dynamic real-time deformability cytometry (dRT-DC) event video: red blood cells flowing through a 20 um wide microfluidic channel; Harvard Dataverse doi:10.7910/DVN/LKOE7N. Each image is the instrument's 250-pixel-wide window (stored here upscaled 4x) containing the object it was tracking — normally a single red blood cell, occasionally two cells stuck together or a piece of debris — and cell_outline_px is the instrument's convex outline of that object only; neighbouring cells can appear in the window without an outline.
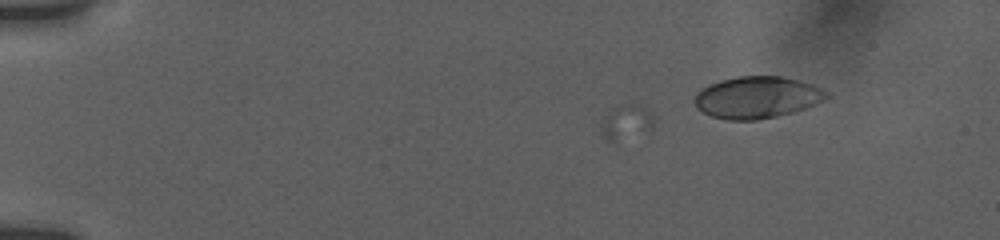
{"species": "human", "species_latin": "Homo sapiens", "temperature_condition": "room temperature", "stored_images_in_passage": 4, "camera_frame_rate_fps": 3000, "um_per_image_px": 0.085, "donor": {"sex": "female"}, "frame": {"image": 1, "passage_image": 1, "time_ms": 0.0, "image_size_px": [1000, 240], "cell_outline_px": [[828, 96], [824, 100], [804, 108], [792, 112], [776, 116], [756, 120], [728, 120], [712, 116], [696, 108], [696, 96], [704, 88], [720, 80], [736, 76], [780, 76], [800, 80], [812, 84], [828, 92]], "centroid_in_image_um": [64.37, 8.27], "position_along_channel_um": 20.6, "area_um2": 31.73}}